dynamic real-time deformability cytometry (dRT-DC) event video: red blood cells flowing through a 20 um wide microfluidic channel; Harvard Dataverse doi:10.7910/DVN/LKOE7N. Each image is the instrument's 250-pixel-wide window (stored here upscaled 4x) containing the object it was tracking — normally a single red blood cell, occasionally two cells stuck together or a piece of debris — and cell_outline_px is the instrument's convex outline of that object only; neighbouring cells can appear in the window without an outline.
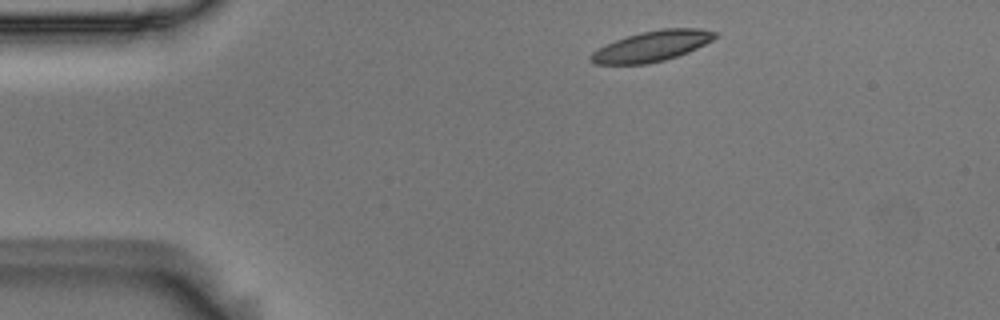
{"species": "Egyptian fruit bat (a non-hibernating species)", "species_latin": "Rousettus aegyptiacus", "temperature_condition": "room temperature", "stored_images_in_passage": 3, "camera_frame_rate_fps": 3000, "um_per_image_px": 0.085, "animal": {"sex": "male"}, "frame": {"image": 1, "passage_image": 1, "time_ms": 0.0, "image_size_px": [1000, 320], "cell_outline_px": [[716, 36], [712, 40], [688, 52], [664, 60], [648, 64], [596, 64], [588, 60], [588, 56], [592, 52], [616, 40], [640, 32], [664, 28], [700, 28], [716, 32]], "centroid_in_image_um": [55.39, 3.92], "position_along_channel_um": 29.6, "area_um2": 21.85}}